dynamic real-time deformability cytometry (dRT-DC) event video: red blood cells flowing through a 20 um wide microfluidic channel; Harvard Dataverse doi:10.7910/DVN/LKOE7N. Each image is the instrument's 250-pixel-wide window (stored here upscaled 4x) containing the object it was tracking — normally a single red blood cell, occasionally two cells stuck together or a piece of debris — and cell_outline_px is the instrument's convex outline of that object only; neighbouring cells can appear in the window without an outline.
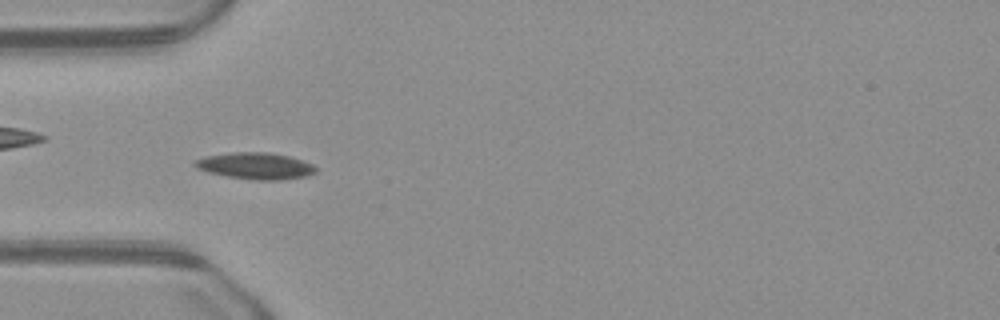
{"species": "common noctule bat (a hibernating species)", "species_latin": "Nyctalus noctula", "temperature_condition": "warm", "stored_images_in_passage": 45, "camera_frame_rate_fps": 3000, "um_per_image_px": 0.085, "animal": {"sex": "male", "body_mass_g": 23.1, "forearm_length_mm": 52.7}, "frame": {"image": 1, "passage_image": 10, "time_ms": 3.0, "image_size_px": [1000, 320], "cell_outline_px": [[316, 172], [308, 176], [280, 180], [256, 180], [228, 176], [208, 172], [196, 168], [192, 164], [196, 160], [204, 156], [232, 152], [268, 152], [288, 156], [312, 164], [316, 168]], "centroid_in_image_um": [21.7, 14.1], "position_along_channel_um": 63.3, "area_um2": 18.67}}
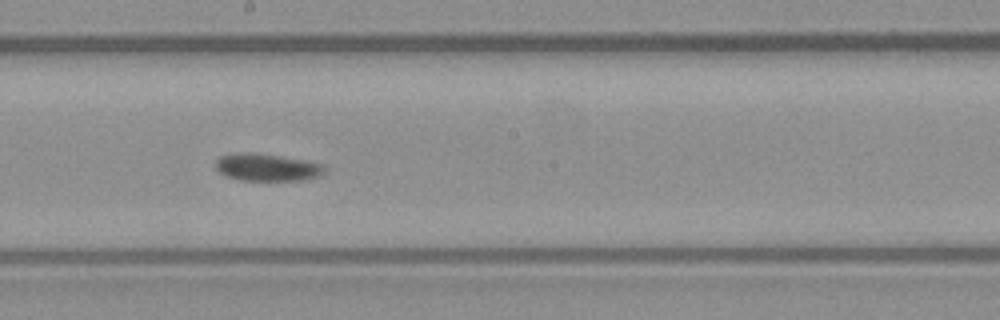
{"frame": {"image": 2, "passage_image": 22, "time_ms": 7.0, "image_size_px": [1000, 320], "cell_outline_px": [[328, 168], [320, 176], [308, 180], [240, 180], [228, 176], [220, 172], [216, 168], [216, 160], [220, 156], [232, 152], [256, 152], [304, 160], [324, 164]], "centroid_in_image_um": [22.73, 14.21], "position_along_channel_um": 225.5, "area_um2": 17.63}}
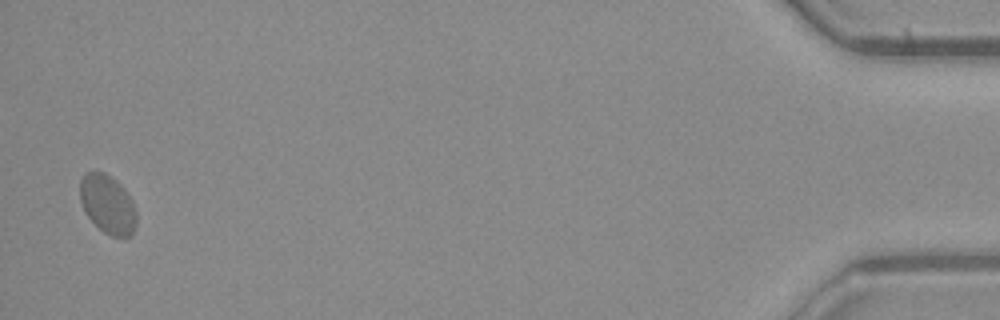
{"frame": {"image": 3, "passage_image": 44, "time_ms": 14.333, "image_size_px": [1000, 320], "cell_outline_px": [[136, 224], [132, 232], [128, 236], [120, 240], [104, 232], [88, 216], [80, 200], [80, 180], [84, 172], [92, 168], [104, 172], [112, 176], [124, 188], [132, 200], [136, 208]], "centroid_in_image_um": [9.15, 17.31], "position_along_channel_um": 426.0, "area_um2": 19.71}}